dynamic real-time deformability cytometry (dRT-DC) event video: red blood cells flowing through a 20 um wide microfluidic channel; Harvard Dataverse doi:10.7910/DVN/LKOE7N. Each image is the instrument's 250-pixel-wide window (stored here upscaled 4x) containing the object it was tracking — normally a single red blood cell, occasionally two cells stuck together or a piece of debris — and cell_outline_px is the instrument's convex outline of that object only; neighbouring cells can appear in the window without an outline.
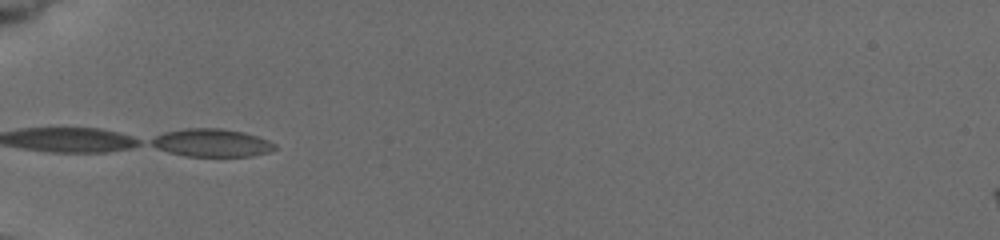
{"species": "common noctule bat (a hibernating species)", "species_latin": "Nyctalus noctula", "temperature_condition": "cold", "stored_images_in_passage": 18, "camera_frame_rate_fps": 3000, "um_per_image_px": 0.085, "animal": {"sex": "female", "body_mass_g": 19.5, "forearm_length_mm": 54.1}, "frame": {"image": 1, "passage_image": 1, "time_ms": 0.0, "image_size_px": [1000, 240], "cell_outline_px": [[276, 148], [268, 152], [252, 156], [184, 156], [168, 152], [156, 148], [148, 144], [148, 140], [164, 132], [184, 128], [220, 128], [244, 132], [256, 136], [276, 144]], "centroid_in_image_um": [17.93, 12.14], "position_along_channel_um": 67.1, "area_um2": 20.17}}
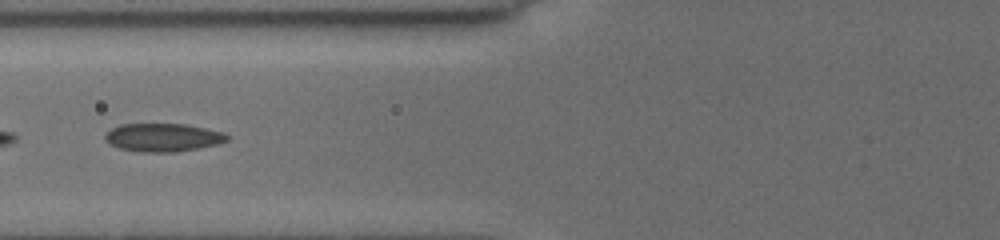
{"frame": {"image": 2, "passage_image": 8, "time_ms": 1.333, "image_size_px": [1000, 240], "cell_outline_px": [[228, 140], [216, 144], [176, 152], [144, 152], [120, 148], [112, 144], [104, 136], [112, 128], [120, 124], [184, 124], [224, 132], [228, 136]], "centroid_in_image_um": [13.87, 11.67], "position_along_channel_um": 111.9, "area_um2": 19.65}}